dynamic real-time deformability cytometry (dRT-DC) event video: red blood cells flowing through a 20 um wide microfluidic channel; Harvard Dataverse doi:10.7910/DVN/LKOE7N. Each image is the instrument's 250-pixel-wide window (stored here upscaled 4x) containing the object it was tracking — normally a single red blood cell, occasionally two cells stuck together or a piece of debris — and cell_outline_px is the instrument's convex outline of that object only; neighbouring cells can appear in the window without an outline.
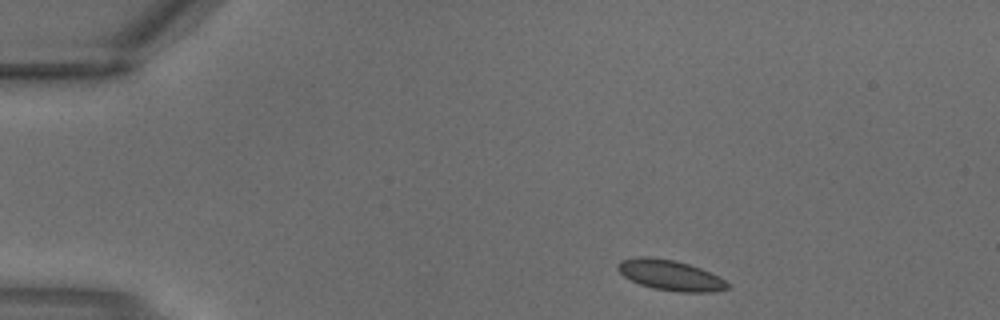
{"species": "common noctule bat (a hibernating species)", "species_latin": "Nyctalus noctula", "temperature_condition": "warm", "stored_images_in_passage": 2, "camera_frame_rate_fps": 3000, "um_per_image_px": 0.085, "animal": {"sex": "male", "body_mass_g": 18.8}, "frame": {"image": 1, "passage_image": 1, "time_ms": 0.0, "image_size_px": [1000, 320], "cell_outline_px": [[728, 288], [712, 292], [680, 292], [652, 288], [640, 284], [624, 276], [616, 268], [616, 264], [620, 260], [636, 256], [648, 256], [672, 260], [688, 264], [700, 268], [724, 280], [728, 284]], "centroid_in_image_um": [56.91, 23.38], "position_along_channel_um": 28.1, "area_um2": 19.25}}